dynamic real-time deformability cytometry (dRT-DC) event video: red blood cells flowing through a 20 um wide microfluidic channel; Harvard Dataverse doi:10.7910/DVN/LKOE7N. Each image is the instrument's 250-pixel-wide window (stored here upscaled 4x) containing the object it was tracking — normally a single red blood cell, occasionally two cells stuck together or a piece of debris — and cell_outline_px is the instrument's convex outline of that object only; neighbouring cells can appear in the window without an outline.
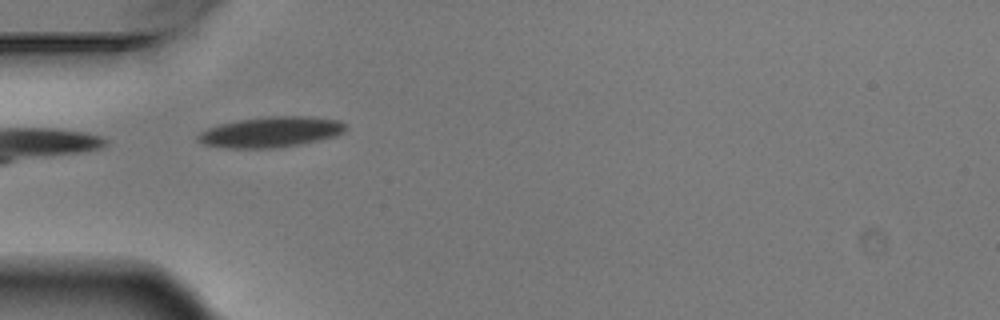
{"species": "Egyptian fruit bat (a non-hibernating species)", "species_latin": "Rousettus aegyptiacus", "temperature_condition": "warm", "stored_images_in_passage": 4, "camera_frame_rate_fps": 3000, "um_per_image_px": 0.085, "animal": {"sex": "male"}, "frame": {"image": 1, "passage_image": 2, "time_ms": 0.333, "image_size_px": [1000, 320], "cell_outline_px": [[344, 132], [336, 136], [300, 144], [276, 148], [224, 148], [204, 144], [196, 140], [196, 136], [200, 132], [208, 128], [220, 124], [240, 120], [268, 116], [308, 116], [336, 120], [344, 124]], "centroid_in_image_um": [22.97, 11.23], "position_along_channel_um": 62.0, "area_um2": 26.13}}
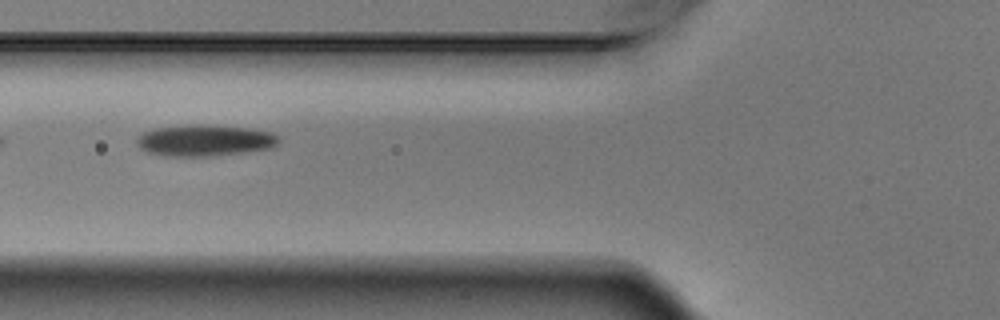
{"frame": {"image": 2, "passage_image": 3, "time_ms": 0.667, "image_size_px": [1000, 320], "cell_outline_px": [[280, 140], [272, 148], [244, 152], [212, 156], [164, 156], [144, 152], [136, 144], [136, 140], [140, 132], [156, 128], [200, 124], [252, 128], [272, 132]], "centroid_in_image_um": [17.36, 11.94], "position_along_channel_um": 108.4, "area_um2": 26.18}}
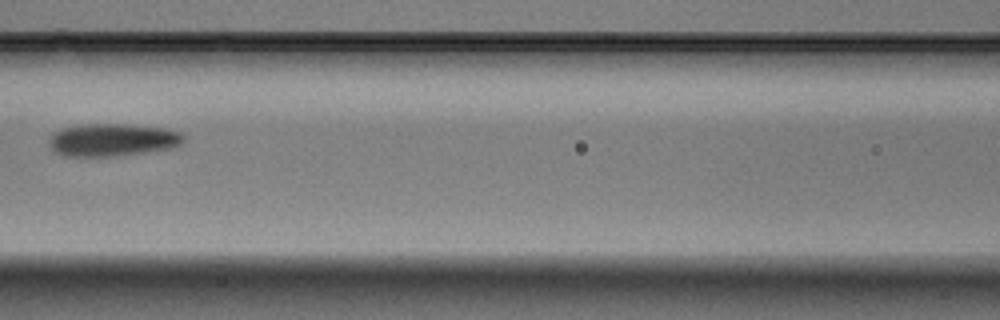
{"frame": {"image": 3, "passage_image": 4, "time_ms": 1.0, "image_size_px": [1000, 320], "cell_outline_px": [[184, 140], [180, 144], [168, 148], [144, 152], [116, 156], [64, 156], [56, 152], [52, 148], [52, 132], [64, 128], [84, 124], [124, 124], [160, 128], [180, 132], [184, 136]], "centroid_in_image_um": [9.56, 11.89], "position_along_channel_um": 157.0, "area_um2": 25.03}}